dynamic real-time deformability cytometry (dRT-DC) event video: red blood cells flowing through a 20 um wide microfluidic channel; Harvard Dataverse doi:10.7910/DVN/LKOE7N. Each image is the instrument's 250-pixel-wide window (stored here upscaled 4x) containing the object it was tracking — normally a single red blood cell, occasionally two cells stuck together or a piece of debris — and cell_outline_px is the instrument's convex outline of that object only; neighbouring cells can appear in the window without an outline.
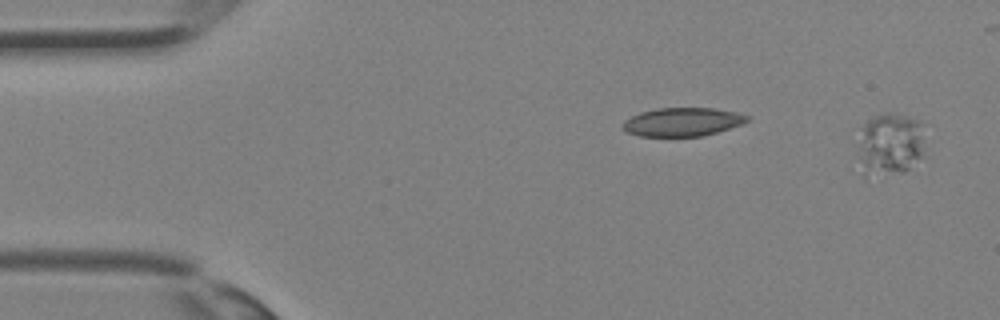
{"species": "Egyptian fruit bat (a non-hibernating species)", "species_latin": "Rousettus aegyptiacus", "temperature_condition": "room temperature", "stored_images_in_passage": 27, "camera_frame_rate_fps": 3000, "um_per_image_px": 0.085, "animal": {"sex": "female"}, "frame": {"image": 1, "passage_image": 1, "time_ms": 0.0, "image_size_px": [1000, 320], "cell_outline_px": [[924, 124], [920, 156], [904, 172], [864, 176], [856, 148], [864, 124], [868, 120], [880, 112], [888, 112], [904, 116], [916, 120]], "centroid_in_image_um": [75.59, 12.23], "position_along_channel_um": 9.4, "area_um2": 24.28}}
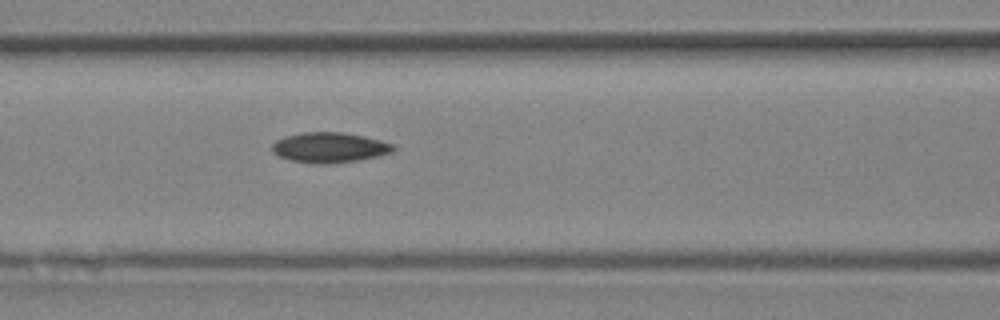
{"frame": {"image": 2, "passage_image": 10, "time_ms": 3.0, "image_size_px": [1000, 320], "cell_outline_px": [[396, 148], [392, 152], [376, 156], [356, 160], [324, 164], [316, 164], [292, 160], [280, 156], [272, 152], [272, 144], [276, 140], [284, 136], [304, 132], [344, 132], [364, 136], [380, 140], [392, 144]], "centroid_in_image_um": [27.99, 12.52], "position_along_channel_um": 138.6, "area_um2": 21.15}}
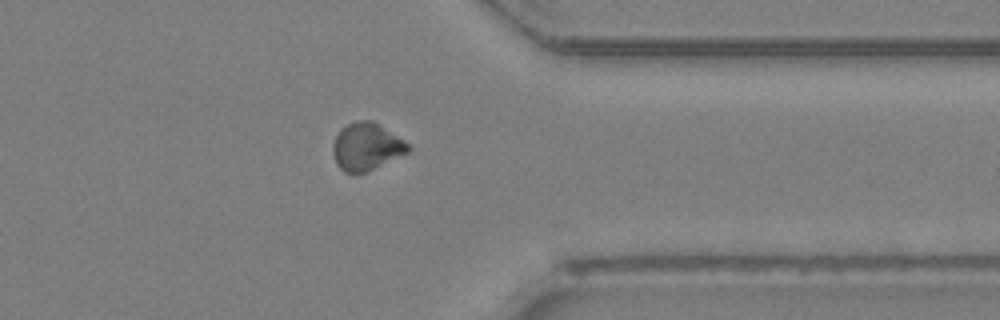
{"frame": {"image": 3, "passage_image": 23, "time_ms": 7.333, "image_size_px": [1000, 320], "cell_outline_px": [[412, 148], [408, 152], [368, 172], [344, 172], [336, 164], [332, 152], [332, 144], [340, 128], [356, 120], [372, 120], [404, 140]], "centroid_in_image_um": [31.13, 12.46], "position_along_channel_um": 380.3, "area_um2": 20.81}}